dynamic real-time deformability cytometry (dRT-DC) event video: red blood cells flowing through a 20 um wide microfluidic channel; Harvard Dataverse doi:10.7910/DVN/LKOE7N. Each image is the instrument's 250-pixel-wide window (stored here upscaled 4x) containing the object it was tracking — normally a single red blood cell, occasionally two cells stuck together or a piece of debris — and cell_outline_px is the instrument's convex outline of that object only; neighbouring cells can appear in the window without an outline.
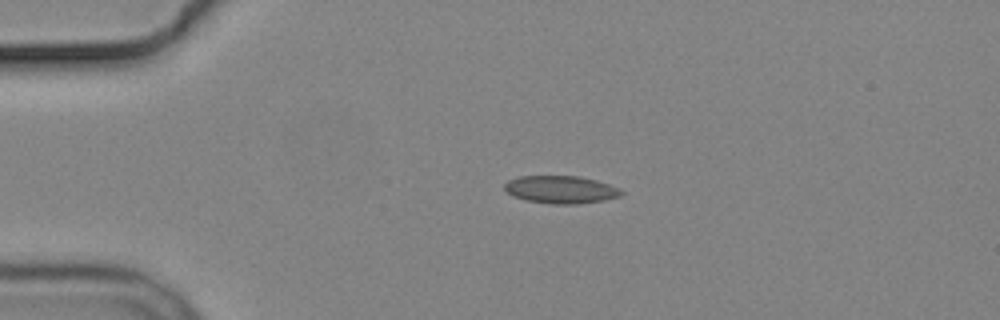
{"species": "common noctule bat (a hibernating species)", "species_latin": "Nyctalus noctula", "temperature_condition": "cold", "stored_images_in_passage": 2, "camera_frame_rate_fps": 3000, "um_per_image_px": 0.085, "animal": {"sex": "male", "body_mass_g": 19.2, "forearm_length_mm": 51.8}, "frame": {"image": 1, "passage_image": 1, "time_ms": 0.0, "image_size_px": [1000, 320], "cell_outline_px": [[624, 192], [620, 196], [604, 200], [576, 204], [552, 204], [528, 200], [512, 196], [504, 188], [504, 184], [508, 180], [520, 176], [580, 176], [596, 180], [620, 188]], "centroid_in_image_um": [47.68, 16.11], "position_along_channel_um": 37.3, "area_um2": 18.79}}